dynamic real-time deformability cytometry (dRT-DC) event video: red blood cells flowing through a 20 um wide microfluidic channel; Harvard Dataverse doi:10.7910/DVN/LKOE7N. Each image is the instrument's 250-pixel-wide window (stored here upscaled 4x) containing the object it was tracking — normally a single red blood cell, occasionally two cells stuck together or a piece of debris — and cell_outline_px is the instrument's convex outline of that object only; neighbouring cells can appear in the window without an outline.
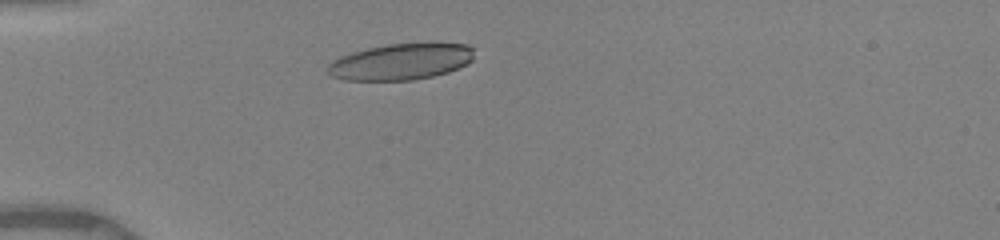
{"species": "human", "species_latin": "Homo sapiens", "temperature_condition": "warm", "stored_images_in_passage": 11, "camera_frame_rate_fps": 3000, "um_per_image_px": 0.085, "donor": {"sex": "female"}, "frame": {"image": 1, "passage_image": 8, "time_ms": 2.0, "image_size_px": [1000, 240], "cell_outline_px": [[472, 60], [468, 64], [448, 72], [432, 76], [412, 80], [344, 80], [332, 76], [328, 72], [328, 64], [332, 60], [340, 56], [352, 52], [368, 48], [388, 44], [468, 44], [472, 48]], "centroid_in_image_um": [34.04, 5.26], "position_along_channel_um": 51.0, "area_um2": 30.63}}
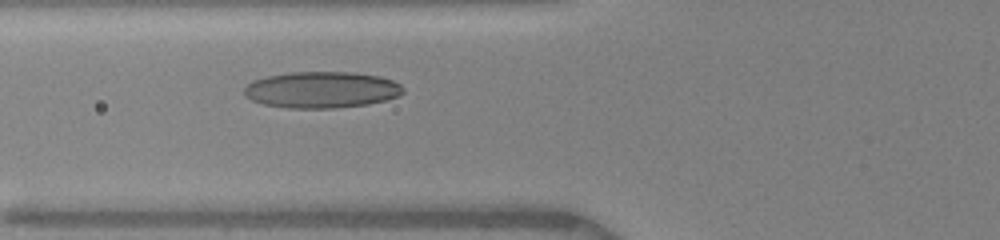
{"frame": {"image": 2, "passage_image": 11, "time_ms": 3.667, "image_size_px": [1000, 240], "cell_outline_px": [[404, 92], [396, 96], [384, 100], [368, 104], [332, 108], [288, 108], [264, 104], [252, 100], [244, 96], [244, 88], [252, 80], [268, 76], [292, 72], [352, 72], [380, 76], [392, 80], [400, 84], [404, 88]], "centroid_in_image_um": [27.32, 7.63], "position_along_channel_um": 98.5, "area_um2": 33.64}}